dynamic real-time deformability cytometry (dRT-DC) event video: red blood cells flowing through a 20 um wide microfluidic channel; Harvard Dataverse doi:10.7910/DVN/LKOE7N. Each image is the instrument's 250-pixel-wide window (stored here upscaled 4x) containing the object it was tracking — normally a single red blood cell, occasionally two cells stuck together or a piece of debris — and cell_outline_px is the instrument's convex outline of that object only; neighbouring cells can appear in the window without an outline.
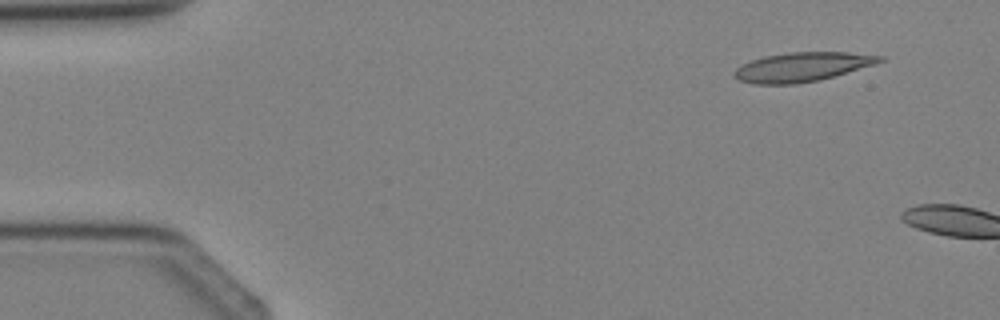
{"species": "Egyptian fruit bat (a non-hibernating species)", "species_latin": "Rousettus aegyptiacus", "temperature_condition": "cold", "stored_images_in_passage": 2, "camera_frame_rate_fps": 3000, "um_per_image_px": 0.085, "animal": {"sex": "female"}, "frame": {"image": 1, "passage_image": 1, "time_ms": 0.0, "image_size_px": [1000, 320], "cell_outline_px": [[884, 60], [876, 64], [820, 80], [796, 84], [752, 84], [740, 80], [732, 76], [732, 72], [736, 68], [752, 60], [764, 56], [788, 52], [848, 52], [884, 56]], "centroid_in_image_um": [68.18, 5.69], "position_along_channel_um": 16.8, "area_um2": 24.85}}